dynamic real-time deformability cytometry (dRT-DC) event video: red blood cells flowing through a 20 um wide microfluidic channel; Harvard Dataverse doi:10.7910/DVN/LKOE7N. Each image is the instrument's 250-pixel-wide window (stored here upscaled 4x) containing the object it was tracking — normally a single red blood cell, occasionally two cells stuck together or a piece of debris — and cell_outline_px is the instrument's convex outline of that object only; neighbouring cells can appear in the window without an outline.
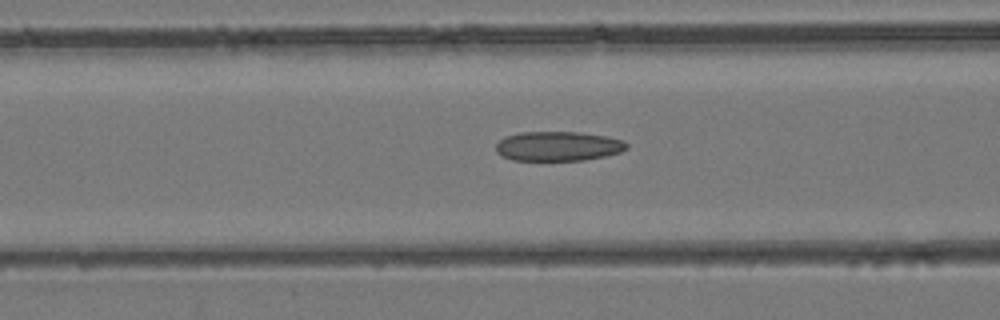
{"species": "common noctule bat (a hibernating species)", "species_latin": "Nyctalus noctula", "temperature_condition": "room temperature", "stored_images_in_passage": 33, "camera_frame_rate_fps": 3000, "um_per_image_px": 0.085, "animal": {"sex": "female", "body_mass_g": 24.6, "forearm_length_mm": 56.2}, "frame": {"image": 1, "passage_image": 7, "time_ms": 2.0, "image_size_px": [1000, 320], "cell_outline_px": [[628, 148], [620, 152], [608, 156], [584, 160], [512, 160], [496, 152], [496, 144], [504, 136], [520, 132], [576, 132], [608, 136], [624, 140], [628, 144]], "centroid_in_image_um": [47.47, 12.42], "position_along_channel_um": 119.1, "area_um2": 22.66}}
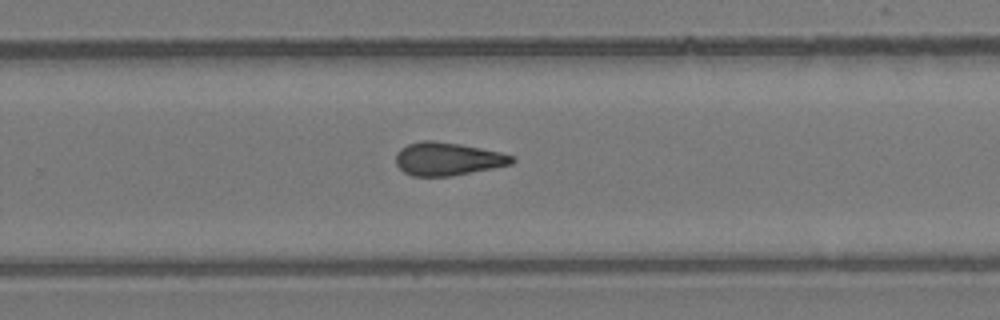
{"frame": {"image": 2, "passage_image": 18, "time_ms": 5.667, "image_size_px": [1000, 320], "cell_outline_px": [[516, 160], [512, 164], [452, 176], [412, 176], [404, 172], [396, 164], [396, 152], [400, 148], [408, 144], [420, 140], [432, 140], [460, 144], [500, 152], [516, 156]], "centroid_in_image_um": [38.05, 13.5], "position_along_channel_um": 291.8, "area_um2": 22.48}}
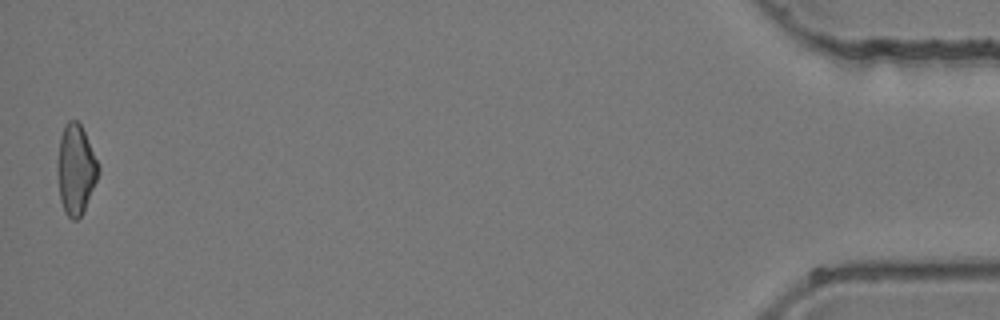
{"frame": {"image": 3, "passage_image": 33, "time_ms": 10.667, "image_size_px": [1000, 320], "cell_outline_px": [[100, 172], [84, 212], [76, 220], [72, 220], [64, 212], [60, 200], [56, 172], [56, 160], [60, 136], [64, 124], [68, 120], [76, 120], [80, 124], [84, 132], [100, 168]], "centroid_in_image_um": [6.41, 14.42], "position_along_channel_um": 428.8, "area_um2": 21.79}}